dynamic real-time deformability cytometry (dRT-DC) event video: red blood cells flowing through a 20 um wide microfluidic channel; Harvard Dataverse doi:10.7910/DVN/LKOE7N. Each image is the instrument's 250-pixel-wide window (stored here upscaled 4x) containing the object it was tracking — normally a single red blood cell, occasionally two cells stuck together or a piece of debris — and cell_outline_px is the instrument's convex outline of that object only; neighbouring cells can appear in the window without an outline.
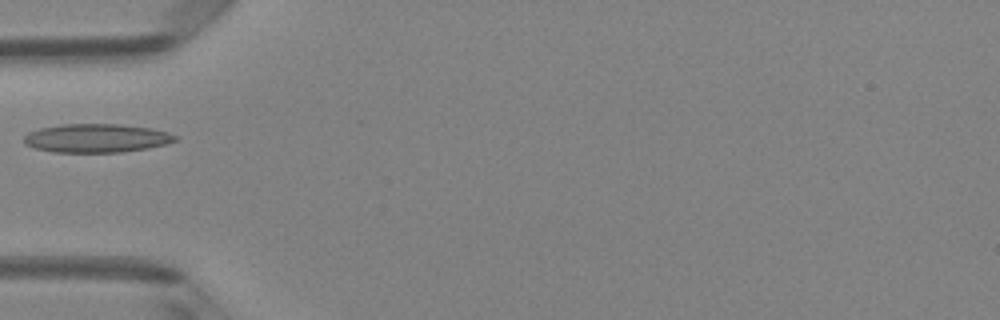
{"species": "Egyptian fruit bat (a non-hibernating species)", "species_latin": "Rousettus aegyptiacus", "temperature_condition": "room temperature", "stored_images_in_passage": 6, "camera_frame_rate_fps": 3000, "um_per_image_px": 0.085, "animal": {"sex": "female"}, "frame": {"image": 1, "passage_image": 5, "time_ms": 1.333, "image_size_px": [1000, 320], "cell_outline_px": [[180, 136], [176, 140], [164, 144], [148, 148], [120, 152], [52, 152], [36, 148], [24, 144], [24, 136], [28, 132], [40, 128], [60, 124], [120, 124], [152, 128], [168, 132]], "centroid_in_image_um": [8.2, 11.73], "position_along_channel_um": 76.8, "area_um2": 25.32}}
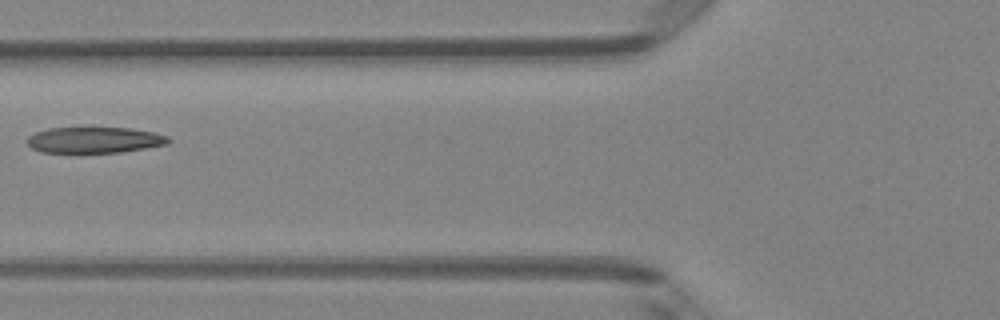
{"frame": {"image": 2, "passage_image": 6, "time_ms": 1.667, "image_size_px": [1000, 320], "cell_outline_px": [[172, 140], [168, 144], [120, 152], [40, 152], [32, 148], [28, 144], [28, 136], [36, 132], [48, 128], [128, 128], [152, 132], [168, 136]], "centroid_in_image_um": [8.03, 11.9], "position_along_channel_um": 117.8, "area_um2": 21.15}}